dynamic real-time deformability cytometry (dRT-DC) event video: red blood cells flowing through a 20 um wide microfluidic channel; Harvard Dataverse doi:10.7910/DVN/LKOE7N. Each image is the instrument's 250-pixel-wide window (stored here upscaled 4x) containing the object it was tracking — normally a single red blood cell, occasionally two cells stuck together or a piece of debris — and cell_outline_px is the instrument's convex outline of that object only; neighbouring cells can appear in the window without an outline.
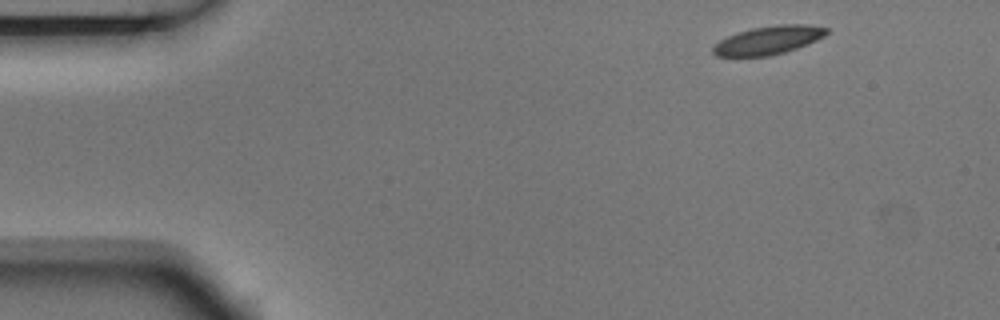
{"species": "Egyptian fruit bat (a non-hibernating species)", "species_latin": "Rousettus aegyptiacus", "temperature_condition": "room temperature", "stored_images_in_passage": 3, "camera_frame_rate_fps": 3000, "um_per_image_px": 0.085, "animal": {"sex": "male"}, "frame": {"image": 1, "passage_image": 1, "time_ms": 0.0, "image_size_px": [1000, 320], "cell_outline_px": [[828, 32], [824, 36], [816, 40], [796, 48], [784, 52], [768, 56], [716, 56], [712, 52], [712, 48], [720, 40], [736, 32], [752, 28], [776, 24], [808, 24], [828, 28]], "centroid_in_image_um": [65.3, 3.4], "position_along_channel_um": 19.7, "area_um2": 18.73}}
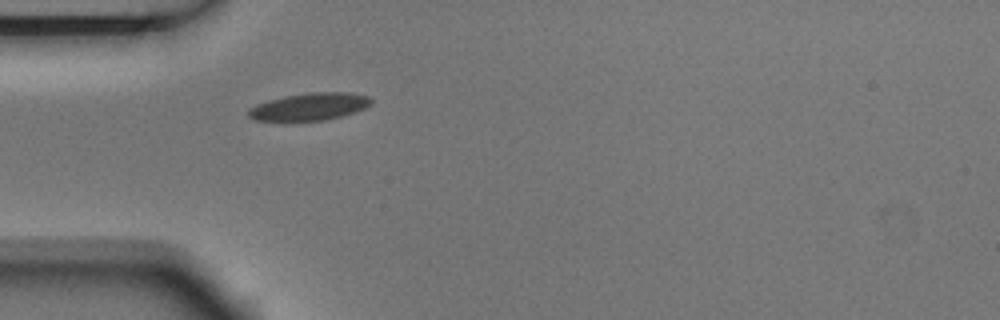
{"frame": {"image": 2, "passage_image": 3, "time_ms": 0.667, "image_size_px": [1000, 320], "cell_outline_px": [[372, 104], [356, 112], [324, 120], [284, 124], [256, 120], [248, 116], [248, 108], [256, 104], [268, 100], [284, 96], [308, 92], [348, 92], [368, 96], [372, 100]], "centroid_in_image_um": [26.23, 9.11], "position_along_channel_um": 58.8, "area_um2": 20.46}}